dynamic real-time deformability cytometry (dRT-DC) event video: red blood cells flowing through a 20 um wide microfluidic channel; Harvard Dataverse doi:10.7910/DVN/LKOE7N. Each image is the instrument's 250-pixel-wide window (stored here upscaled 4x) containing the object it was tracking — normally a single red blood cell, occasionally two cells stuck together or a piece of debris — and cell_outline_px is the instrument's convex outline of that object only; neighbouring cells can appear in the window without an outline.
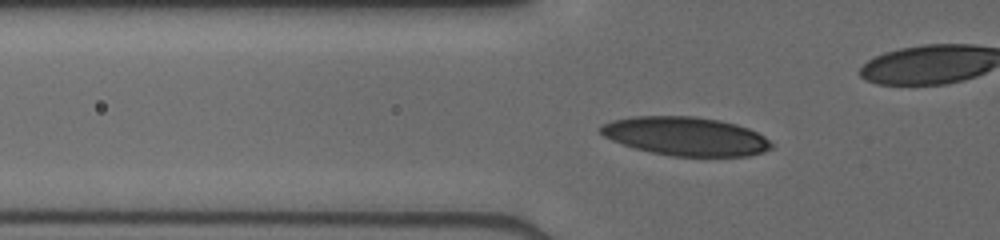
{"species": "human", "species_latin": "Homo sapiens", "temperature_condition": "cold", "stored_images_in_passage": 34, "camera_frame_rate_fps": 3000, "um_per_image_px": 0.085, "donor": {"sex": "male"}, "frame": {"image": 1, "passage_image": 2, "time_ms": 0.333, "image_size_px": [1000, 240], "cell_outline_px": [[772, 148], [764, 152], [748, 156], [672, 156], [652, 152], [636, 148], [612, 140], [604, 136], [600, 132], [600, 124], [612, 120], [632, 116], [696, 116], [720, 120], [736, 124], [748, 128], [764, 136], [772, 144]], "centroid_in_image_um": [58.28, 11.57], "position_along_channel_um": 67.5, "area_um2": 38.44}}
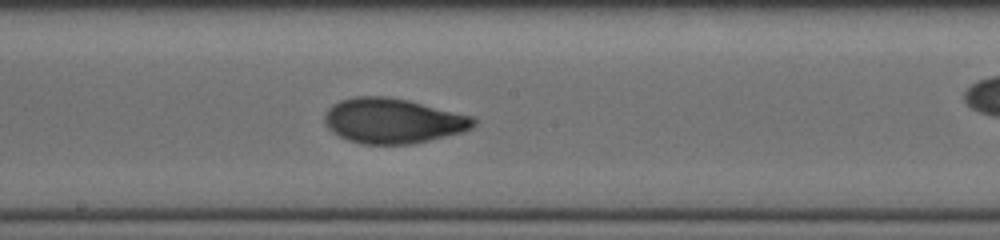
{"frame": {"image": 2, "passage_image": 13, "time_ms": 4.0, "image_size_px": [1000, 240], "cell_outline_px": [[476, 124], [472, 128], [464, 132], [412, 144], [360, 144], [348, 140], [332, 132], [324, 124], [324, 112], [332, 104], [340, 100], [356, 96], [384, 96], [408, 100], [476, 116]], "centroid_in_image_um": [33.41, 10.26], "position_along_channel_um": 214.8, "area_um2": 39.59}}
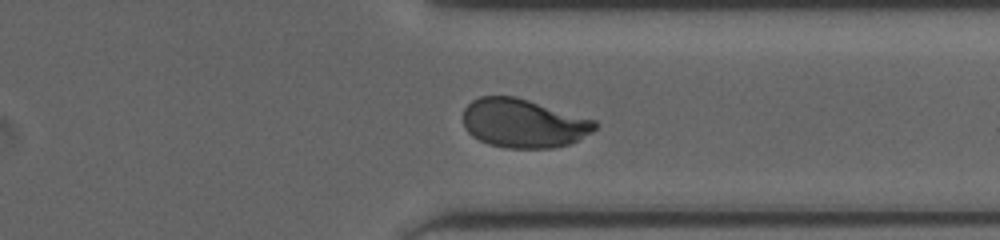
{"frame": {"image": 3, "passage_image": 24, "time_ms": 7.667, "image_size_px": [1000, 240], "cell_outline_px": [[600, 124], [592, 132], [568, 144], [552, 148], [508, 148], [488, 144], [472, 136], [464, 128], [464, 108], [472, 100], [480, 96], [516, 96], [596, 120]], "centroid_in_image_um": [44.49, 10.47], "position_along_channel_um": 366.9, "area_um2": 37.57}}